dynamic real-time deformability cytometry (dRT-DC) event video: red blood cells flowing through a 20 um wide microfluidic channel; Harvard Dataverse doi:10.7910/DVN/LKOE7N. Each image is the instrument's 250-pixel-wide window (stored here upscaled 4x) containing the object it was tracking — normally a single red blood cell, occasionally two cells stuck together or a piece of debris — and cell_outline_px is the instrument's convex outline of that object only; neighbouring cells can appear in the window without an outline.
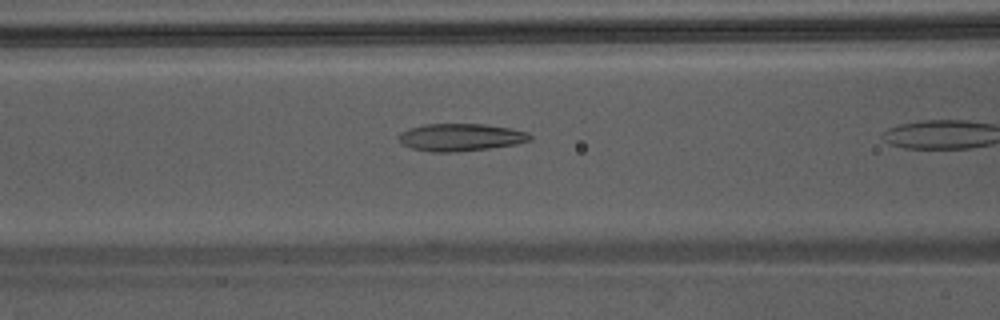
{"species": "Egyptian fruit bat (a non-hibernating species)", "species_latin": "Rousettus aegyptiacus", "temperature_condition": "warm", "stored_images_in_passage": 5, "camera_frame_rate_fps": 3000, "um_per_image_px": 0.085, "animal": {"sex": "male"}, "frame": {"image": 1, "passage_image": 4, "time_ms": 1.0, "image_size_px": [1000, 320], "cell_outline_px": [[532, 140], [516, 144], [488, 148], [456, 152], [432, 152], [412, 148], [404, 144], [396, 136], [400, 132], [408, 128], [424, 124], [484, 124], [512, 128], [528, 132], [532, 136]], "centroid_in_image_um": [39.16, 11.66], "position_along_channel_um": 127.4, "area_um2": 21.1}}